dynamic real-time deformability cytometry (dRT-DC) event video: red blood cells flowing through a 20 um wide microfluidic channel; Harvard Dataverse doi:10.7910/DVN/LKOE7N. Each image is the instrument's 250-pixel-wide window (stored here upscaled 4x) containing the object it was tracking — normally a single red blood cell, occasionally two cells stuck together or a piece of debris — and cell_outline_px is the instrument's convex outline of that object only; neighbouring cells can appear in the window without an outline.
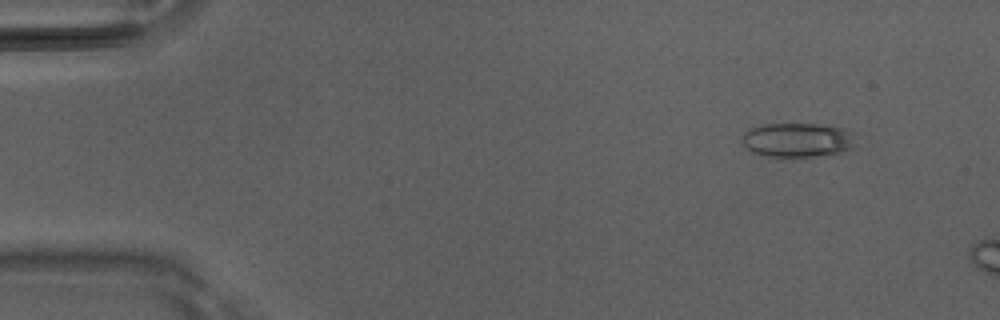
{"species": "Egyptian fruit bat (a non-hibernating species)", "species_latin": "Rousettus aegyptiacus", "temperature_condition": "room temperature", "stored_images_in_passage": 10, "camera_frame_rate_fps": 3000, "um_per_image_px": 0.085, "animal": {"sex": "male"}, "frame": {"image": 1, "passage_image": 5, "time_ms": 1.333, "image_size_px": [1000, 320], "cell_outline_px": [[860, 148], [844, 152], [812, 156], [764, 156], [752, 152], [740, 140], [740, 136], [744, 132], [760, 124], [816, 124], [840, 128], [856, 132]], "centroid_in_image_um": [67.9, 11.9], "position_along_channel_um": 17.1, "area_um2": 23.29}}